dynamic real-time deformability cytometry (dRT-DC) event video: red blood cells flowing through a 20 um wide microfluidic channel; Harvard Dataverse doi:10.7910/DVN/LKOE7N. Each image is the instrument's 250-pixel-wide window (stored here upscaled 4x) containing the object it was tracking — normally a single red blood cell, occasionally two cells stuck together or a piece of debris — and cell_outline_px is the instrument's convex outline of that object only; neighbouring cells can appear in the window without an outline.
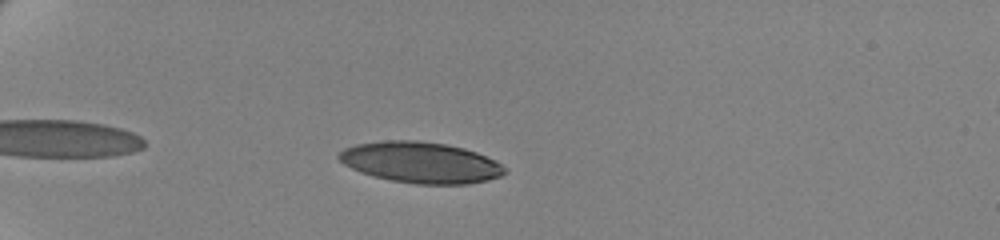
{"species": "human", "species_latin": "Homo sapiens", "temperature_condition": "cold", "stored_images_in_passage": 49, "camera_frame_rate_fps": 3000, "um_per_image_px": 0.085, "donor": {"sex": "female"}, "frame": {"image": 1, "passage_image": 7, "time_ms": 2.0, "image_size_px": [1000, 240], "cell_outline_px": [[508, 172], [500, 176], [488, 180], [468, 184], [416, 184], [392, 180], [360, 172], [344, 164], [336, 156], [344, 148], [356, 144], [384, 140], [416, 140], [444, 144], [464, 148], [476, 152], [496, 160]], "centroid_in_image_um": [35.76, 13.8], "position_along_channel_um": 49.2, "area_um2": 39.54}}
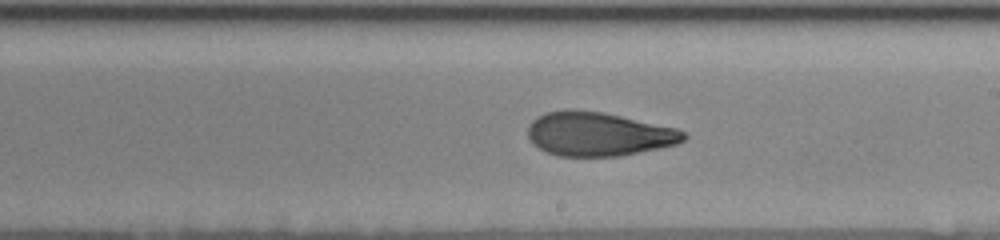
{"frame": {"image": 2, "passage_image": 27, "time_ms": 8.667, "image_size_px": [1000, 240], "cell_outline_px": [[688, 136], [684, 140], [676, 144], [660, 148], [620, 156], [560, 156], [548, 152], [532, 144], [528, 136], [528, 124], [536, 116], [544, 112], [568, 108], [572, 108], [600, 112], [620, 116], [676, 128], [684, 132]], "centroid_in_image_um": [50.82, 11.38], "position_along_channel_um": 238.2, "area_um2": 39.94}}
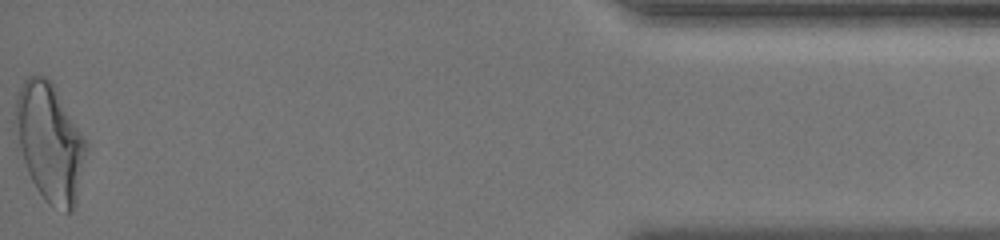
{"frame": {"image": 3, "passage_image": 49, "time_ms": 16.0, "image_size_px": [1000, 240], "cell_outline_px": [[88, 148], [76, 204], [72, 212], [64, 212], [48, 204], [44, 200], [36, 188], [16, 148], [12, 120], [16, 92], [24, 80], [28, 76], [44, 76], [56, 88], [88, 144]], "centroid_in_image_um": [4.18, 12.11], "position_along_channel_um": 431.0, "area_um2": 49.77}, "authors_computed_cell_mechanics": {"area_um2": 40.5756, "velocity_mm_per_s": 3.4823, "shape_relaxation_time_tau1_ms": 7.1119, "shape_relaxation_time_tau2_ms": 1.8989, "deformation_change_tau1": 0.2007, "deformation_change_tau2": 0.0907}}